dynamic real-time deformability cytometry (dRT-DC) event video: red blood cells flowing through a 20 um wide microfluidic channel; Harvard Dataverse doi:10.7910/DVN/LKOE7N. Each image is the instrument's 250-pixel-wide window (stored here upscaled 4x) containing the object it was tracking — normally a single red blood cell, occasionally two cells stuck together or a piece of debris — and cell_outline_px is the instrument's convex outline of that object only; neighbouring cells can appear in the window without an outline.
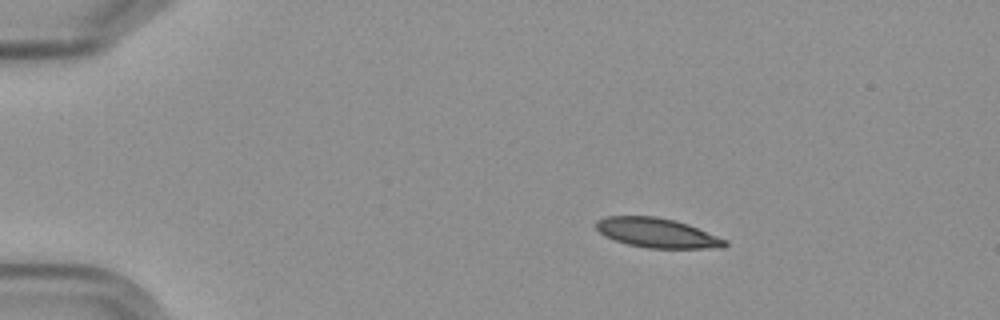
{"species": "Egyptian fruit bat (a non-hibernating species)", "species_latin": "Rousettus aegyptiacus", "temperature_condition": "cold", "stored_images_in_passage": 5, "camera_frame_rate_fps": 3000, "um_per_image_px": 0.085, "frame": {"image": 1, "passage_image": 3, "time_ms": 2.333, "image_size_px": [1000, 320], "cell_outline_px": [[728, 244], [724, 248], [648, 248], [628, 244], [604, 236], [596, 228], [596, 220], [604, 216], [656, 216], [676, 220], [688, 224], [728, 240]], "centroid_in_image_um": [55.87, 19.79], "position_along_channel_um": 29.1, "area_um2": 22.31}}